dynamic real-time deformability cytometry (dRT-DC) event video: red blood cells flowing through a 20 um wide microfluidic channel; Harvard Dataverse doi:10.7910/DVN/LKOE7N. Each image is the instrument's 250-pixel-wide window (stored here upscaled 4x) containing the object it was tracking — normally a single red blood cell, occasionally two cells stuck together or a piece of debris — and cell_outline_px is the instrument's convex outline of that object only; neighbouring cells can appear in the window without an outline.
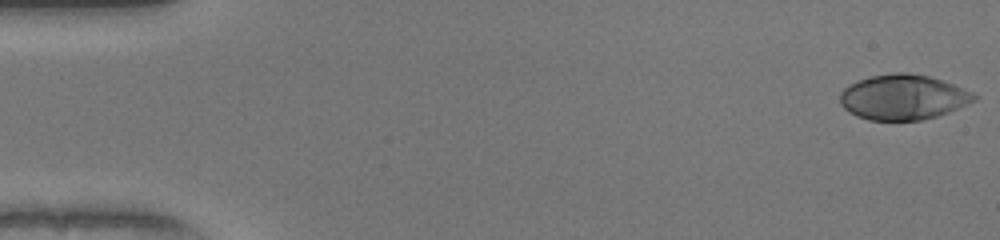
{"species": "human", "species_latin": "Homo sapiens", "temperature_condition": "warm", "stored_images_in_passage": 50, "camera_frame_rate_fps": 3000, "um_per_image_px": 0.085, "donor": {"sex": "female"}, "frame": {"image": 1, "passage_image": 1, "time_ms": 0.0, "image_size_px": [1000, 240], "cell_outline_px": [[980, 96], [976, 100], [948, 112], [936, 116], [920, 120], [868, 120], [856, 116], [848, 112], [840, 104], [840, 92], [844, 88], [860, 80], [872, 76], [896, 72], [908, 72], [928, 76], [944, 80], [964, 88]], "centroid_in_image_um": [76.78, 8.26], "position_along_channel_um": 8.2, "area_um2": 35.32}}
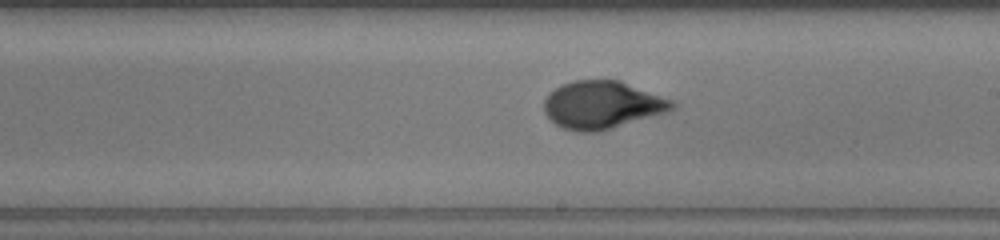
{"frame": {"image": 2, "passage_image": 29, "time_ms": 9.333, "image_size_px": [1000, 240], "cell_outline_px": [[676, 108], [668, 112], [600, 132], [576, 132], [564, 128], [556, 124], [544, 112], [544, 100], [548, 92], [560, 84], [572, 80], [620, 80], [676, 100]], "centroid_in_image_um": [51.22, 8.91], "position_along_channel_um": 237.8, "area_um2": 36.3}}
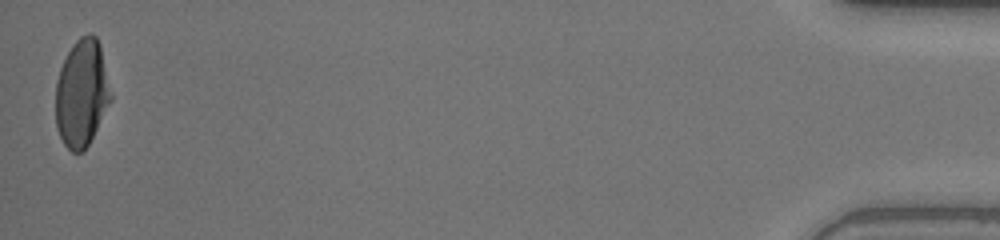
{"frame": {"image": 3, "passage_image": 50, "time_ms": 16.333, "image_size_px": [1000, 240], "cell_outline_px": [[112, 100], [88, 144], [80, 152], [72, 152], [64, 144], [56, 128], [56, 80], [60, 68], [72, 44], [80, 36], [88, 32], [92, 32], [96, 36], [100, 44], [112, 96]], "centroid_in_image_um": [6.95, 7.88], "position_along_channel_um": 428.3, "area_um2": 34.51}, "authors_computed_cell_mechanics": {"area_um2": 35.0268, "velocity_mm_per_s": 4.1188, "shape_relaxation_time_tau1_ms": 6.319, "shape_relaxation_time_tau2_ms": null, "deformation_change_tau1": 0.2895, "deformation_change_tau2": null}}